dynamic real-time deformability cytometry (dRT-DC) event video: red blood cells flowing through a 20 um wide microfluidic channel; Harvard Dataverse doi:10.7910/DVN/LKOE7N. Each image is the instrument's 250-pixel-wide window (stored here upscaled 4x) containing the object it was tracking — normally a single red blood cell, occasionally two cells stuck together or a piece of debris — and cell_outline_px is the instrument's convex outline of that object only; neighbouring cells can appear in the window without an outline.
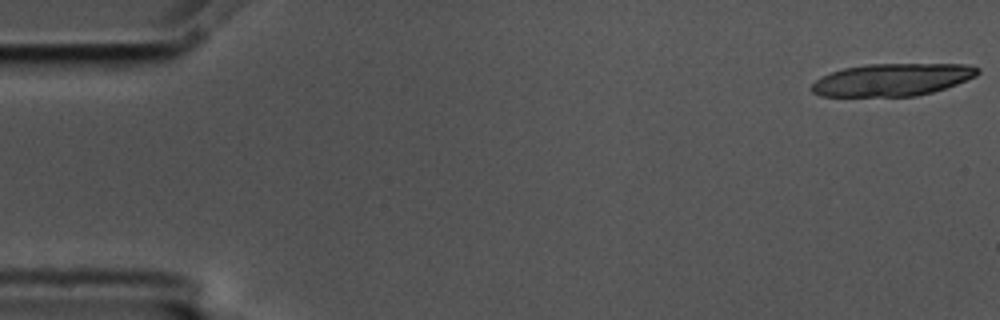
{"species": "common noctule bat (a hibernating species)", "species_latin": "Nyctalus noctula", "temperature_condition": "cold", "stored_images_in_passage": 8, "camera_frame_rate_fps": 3000, "um_per_image_px": 0.085, "animal": {"sex": "male", "body_mass_g": 17.5, "forearm_length_mm": 52.3}, "frame": {"image": 1, "passage_image": 1, "time_ms": 0.0, "image_size_px": [1000, 320], "cell_outline_px": [[980, 72], [976, 76], [956, 84], [932, 92], [916, 96], [820, 96], [812, 92], [808, 88], [816, 80], [832, 72], [844, 68], [868, 64], [964, 64], [980, 68]], "centroid_in_image_um": [75.83, 6.77], "position_along_channel_um": 9.2, "area_um2": 31.27}}